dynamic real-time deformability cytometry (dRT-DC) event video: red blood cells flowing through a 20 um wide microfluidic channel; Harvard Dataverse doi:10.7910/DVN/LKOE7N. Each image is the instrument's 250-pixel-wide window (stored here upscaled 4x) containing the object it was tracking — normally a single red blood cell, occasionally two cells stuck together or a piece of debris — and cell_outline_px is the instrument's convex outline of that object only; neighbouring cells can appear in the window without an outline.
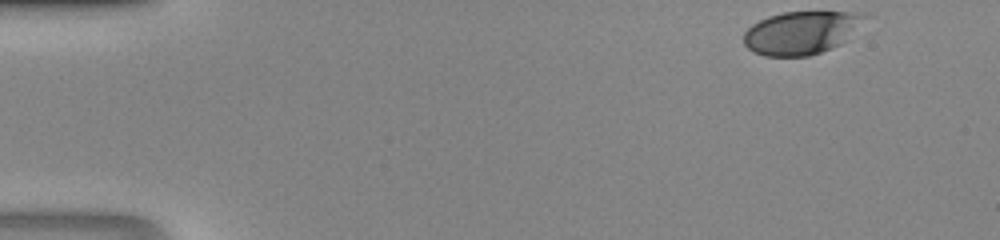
{"species": "human", "species_latin": "Homo sapiens", "temperature_condition": "room temperature", "stored_images_in_passage": 14, "camera_frame_rate_fps": 3000, "um_per_image_px": 0.085, "donor": {"sex": "male"}, "frame": {"image": 1, "passage_image": 1, "time_ms": 0.0, "image_size_px": [1000, 240], "cell_outline_px": [[872, 16], [840, 44], [832, 48], [808, 56], [764, 56], [752, 52], [744, 44], [744, 32], [752, 24], [768, 16], [784, 12], [868, 12]], "centroid_in_image_um": [68.15, 2.76], "position_along_channel_um": 16.8, "area_um2": 30.63}}
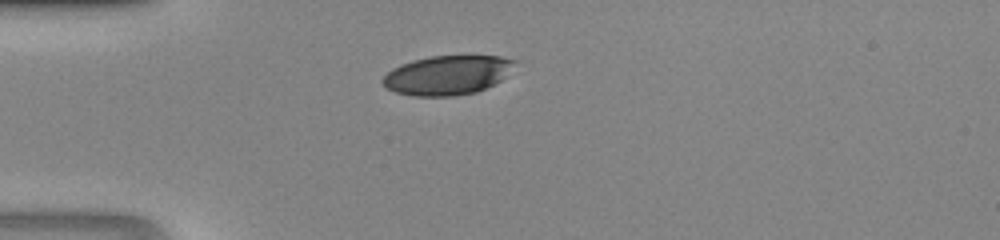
{"frame": {"image": 2, "passage_image": 10, "time_ms": 3.0, "image_size_px": [1000, 240], "cell_outline_px": [[520, 60], [500, 80], [476, 92], [452, 96], [412, 96], [396, 92], [388, 88], [380, 80], [392, 68], [400, 64], [412, 60], [432, 56], [500, 56]], "centroid_in_image_um": [38.02, 6.37], "position_along_channel_um": 47.0, "area_um2": 30.11}}
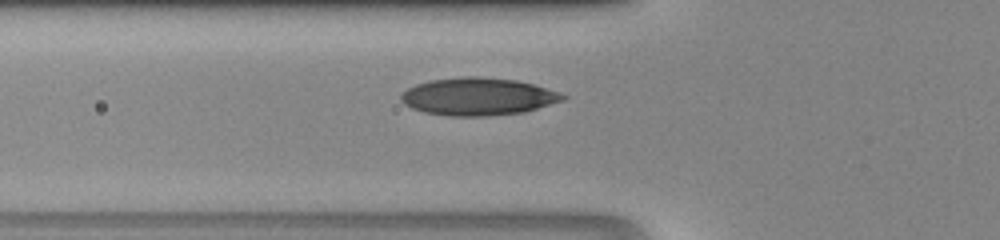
{"frame": {"image": 3, "passage_image": 14, "time_ms": 4.333, "image_size_px": [1000, 240], "cell_outline_px": [[568, 96], [564, 100], [524, 112], [488, 116], [448, 116], [424, 112], [412, 108], [404, 104], [400, 100], [400, 92], [416, 84], [428, 80], [464, 76], [476, 76], [516, 80], [532, 84], [560, 92]], "centroid_in_image_um": [40.6, 8.2], "position_along_channel_um": 85.2, "area_um2": 35.6}}